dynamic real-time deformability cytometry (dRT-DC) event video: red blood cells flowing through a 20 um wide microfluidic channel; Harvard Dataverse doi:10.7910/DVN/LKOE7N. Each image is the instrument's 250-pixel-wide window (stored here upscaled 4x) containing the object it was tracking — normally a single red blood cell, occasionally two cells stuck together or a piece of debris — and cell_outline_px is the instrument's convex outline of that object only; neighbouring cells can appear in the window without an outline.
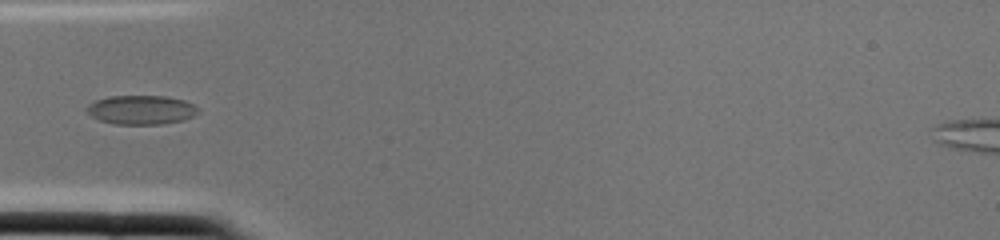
{"species": "common noctule bat (a hibernating species)", "species_latin": "Nyctalus noctula", "temperature_condition": "cold", "stored_images_in_passage": 2, "camera_frame_rate_fps": 3000, "um_per_image_px": 0.085, "animal": {"sex": "female", "body_mass_g": 22.0, "forearm_length_mm": 56.7}, "frame": {"image": 1, "passage_image": 2, "time_ms": 0.333, "image_size_px": [1000, 240], "cell_outline_px": [[200, 112], [196, 116], [184, 120], [164, 124], [116, 124], [100, 120], [92, 116], [84, 108], [88, 104], [96, 100], [108, 96], [168, 96], [184, 100], [192, 104]], "centroid_in_image_um": [12.02, 9.34], "position_along_channel_um": 73.0, "area_um2": 19.02}}